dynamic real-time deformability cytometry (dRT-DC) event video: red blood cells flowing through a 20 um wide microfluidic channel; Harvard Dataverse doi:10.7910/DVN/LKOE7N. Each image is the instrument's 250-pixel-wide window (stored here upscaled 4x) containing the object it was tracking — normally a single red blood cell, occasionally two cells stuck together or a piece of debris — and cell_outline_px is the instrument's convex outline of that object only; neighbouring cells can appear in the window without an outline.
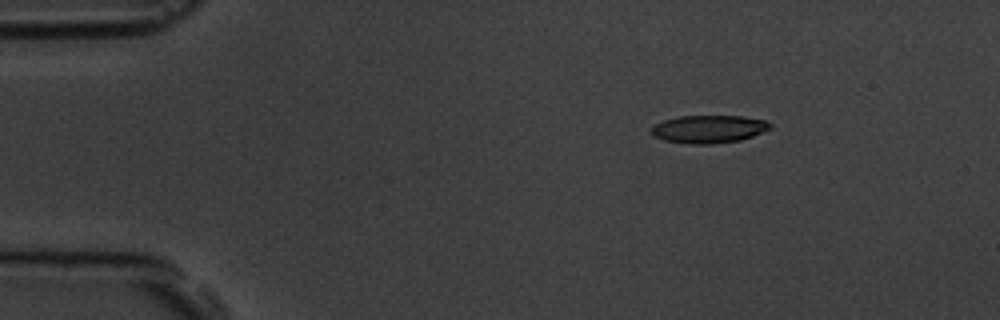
{"species": "common noctule bat (a hibernating species)", "species_latin": "Nyctalus noctula", "temperature_condition": "room temperature", "stored_images_in_passage": 5, "camera_frame_rate_fps": 3000, "um_per_image_px": 0.085, "animal": {"sex": "male", "body_mass_g": 19.5, "forearm_length_mm": 54.6}, "frame": {"image": 1, "passage_image": 3, "time_ms": 2.0, "image_size_px": [1000, 320], "cell_outline_px": [[772, 128], [752, 136], [740, 140], [712, 144], [688, 144], [664, 140], [656, 136], [652, 132], [652, 128], [656, 124], [664, 120], [680, 116], [744, 116], [764, 120], [772, 124]], "centroid_in_image_um": [60.28, 10.97], "position_along_channel_um": 24.7, "area_um2": 19.13}}
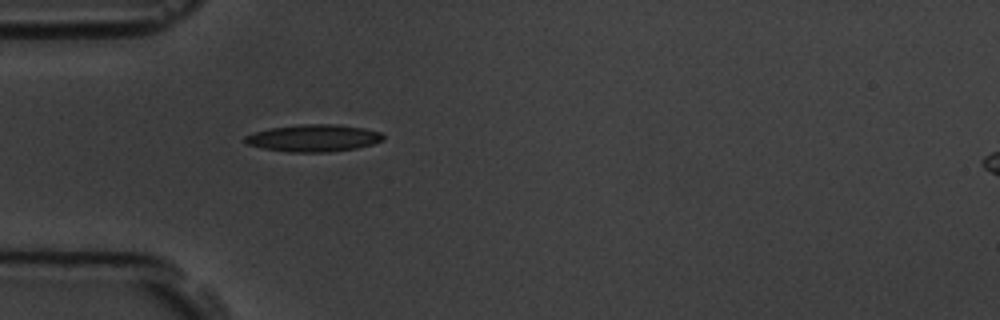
{"frame": {"image": 2, "passage_image": 5, "time_ms": 4.667, "image_size_px": [1000, 320], "cell_outline_px": [[384, 140], [372, 144], [356, 148], [332, 152], [288, 152], [264, 148], [248, 144], [244, 140], [244, 136], [268, 128], [300, 124], [336, 124], [364, 128], [380, 132], [384, 136]], "centroid_in_image_um": [26.67, 11.73], "position_along_channel_um": 58.3, "area_um2": 21.85}}